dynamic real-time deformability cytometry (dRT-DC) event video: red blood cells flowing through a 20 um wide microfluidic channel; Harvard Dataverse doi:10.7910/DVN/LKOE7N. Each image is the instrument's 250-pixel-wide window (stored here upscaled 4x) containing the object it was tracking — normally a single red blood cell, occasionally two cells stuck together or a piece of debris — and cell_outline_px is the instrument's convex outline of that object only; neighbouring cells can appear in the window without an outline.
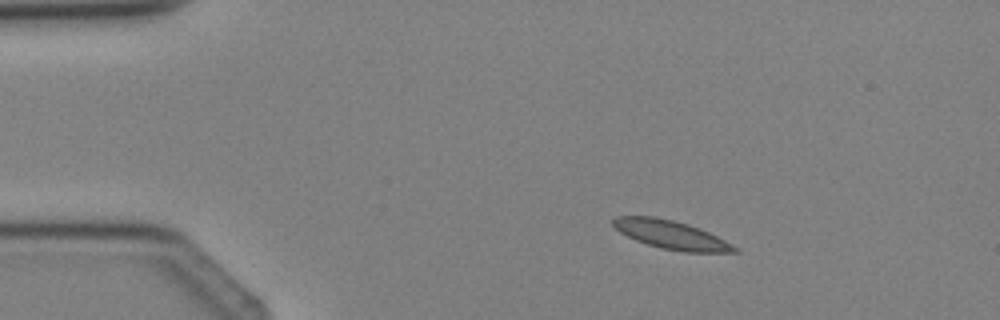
{"species": "Egyptian fruit bat (a non-hibernating species)", "species_latin": "Rousettus aegyptiacus", "temperature_condition": "cold", "stored_images_in_passage": 4, "camera_frame_rate_fps": 3000, "um_per_image_px": 0.085, "animal": {"sex": "female"}, "frame": {"image": 1, "passage_image": 4, "time_ms": 4.667, "image_size_px": [1000, 320], "cell_outline_px": [[740, 252], [684, 252], [660, 248], [636, 240], [620, 232], [612, 224], [612, 220], [616, 216], [656, 216], [688, 224], [708, 232], [740, 248]], "centroid_in_image_um": [57.05, 19.95], "position_along_channel_um": 27.9, "area_um2": 20.06}}